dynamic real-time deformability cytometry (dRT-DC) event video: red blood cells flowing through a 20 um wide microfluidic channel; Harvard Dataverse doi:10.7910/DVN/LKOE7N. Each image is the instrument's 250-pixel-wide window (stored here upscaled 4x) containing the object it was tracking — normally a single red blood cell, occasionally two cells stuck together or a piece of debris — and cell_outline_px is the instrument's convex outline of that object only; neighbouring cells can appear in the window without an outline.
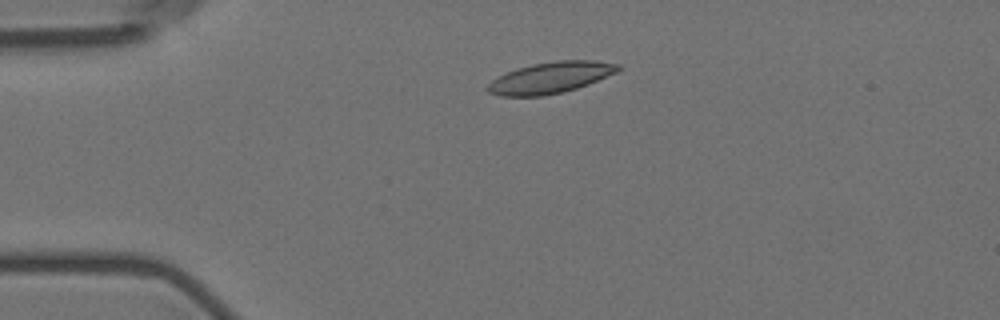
{"species": "Egyptian fruit bat (a non-hibernating species)", "species_latin": "Rousettus aegyptiacus", "temperature_condition": "room temperature", "stored_images_in_passage": 5, "camera_frame_rate_fps": 3000, "um_per_image_px": 0.085, "animal": {"sex": "female"}, "frame": {"image": 1, "passage_image": 3, "time_ms": 2.333, "image_size_px": [1000, 320], "cell_outline_px": [[620, 68], [616, 72], [588, 84], [564, 92], [544, 96], [500, 96], [488, 92], [484, 88], [492, 80], [516, 68], [532, 64], [556, 60], [596, 60], [620, 64]], "centroid_in_image_um": [46.78, 6.6], "position_along_channel_um": 38.2, "area_um2": 23.76}}
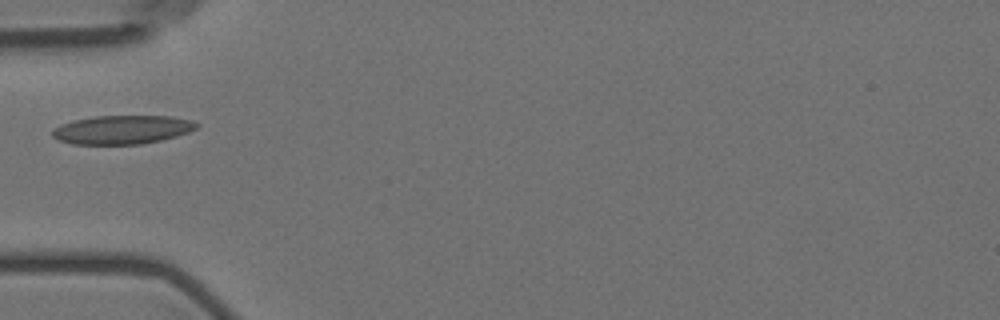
{"frame": {"image": 2, "passage_image": 5, "time_ms": 4.333, "image_size_px": [1000, 320], "cell_outline_px": [[200, 124], [196, 128], [188, 132], [176, 136], [160, 140], [140, 144], [72, 144], [60, 140], [52, 136], [52, 128], [60, 124], [72, 120], [96, 116], [172, 116], [192, 120]], "centroid_in_image_um": [10.37, 11.01], "position_along_channel_um": 74.6, "area_um2": 24.16}}